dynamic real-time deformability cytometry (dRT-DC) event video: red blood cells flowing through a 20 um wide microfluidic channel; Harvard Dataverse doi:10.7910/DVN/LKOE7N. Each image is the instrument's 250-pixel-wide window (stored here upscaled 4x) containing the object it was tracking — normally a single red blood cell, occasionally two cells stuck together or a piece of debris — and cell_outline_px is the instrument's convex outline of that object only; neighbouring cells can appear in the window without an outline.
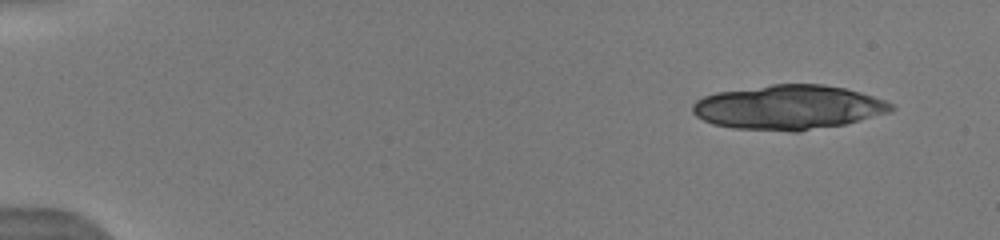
{"species": "human", "species_latin": "Homo sapiens", "temperature_condition": "warm", "stored_images_in_passage": 4, "camera_frame_rate_fps": 3000, "um_per_image_px": 0.085, "donor": {"sex": "male"}, "frame": {"image": 1, "passage_image": 1, "time_ms": 0.0, "image_size_px": [1000, 240], "cell_outline_px": [[896, 108], [888, 112], [844, 124], [800, 132], [792, 132], [732, 128], [712, 124], [696, 116], [692, 112], [692, 104], [696, 100], [704, 96], [716, 92], [772, 84], [824, 84], [844, 88], [860, 92], [884, 100], [892, 104]], "centroid_in_image_um": [66.98, 9.13], "position_along_channel_um": 18.0, "area_um2": 51.56}}
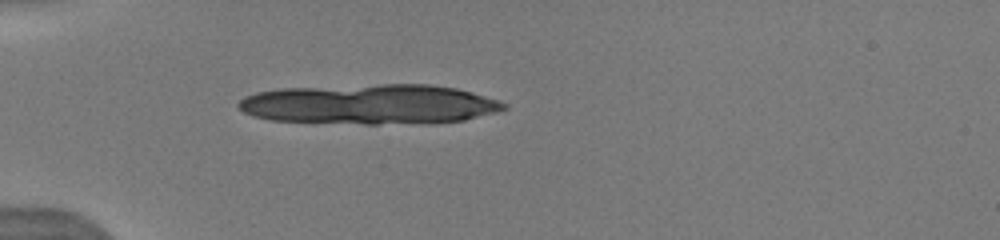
{"frame": {"image": 2, "passage_image": 4, "time_ms": 3.667, "image_size_px": [1000, 240], "cell_outline_px": [[508, 108], [496, 112], [464, 120], [376, 124], [364, 124], [272, 120], [252, 116], [244, 112], [236, 104], [244, 96], [256, 92], [280, 88], [380, 84], [428, 84], [456, 88], [472, 92], [500, 100], [508, 104]], "centroid_in_image_um": [31.41, 8.85], "position_along_channel_um": 53.6, "area_um2": 61.73}}